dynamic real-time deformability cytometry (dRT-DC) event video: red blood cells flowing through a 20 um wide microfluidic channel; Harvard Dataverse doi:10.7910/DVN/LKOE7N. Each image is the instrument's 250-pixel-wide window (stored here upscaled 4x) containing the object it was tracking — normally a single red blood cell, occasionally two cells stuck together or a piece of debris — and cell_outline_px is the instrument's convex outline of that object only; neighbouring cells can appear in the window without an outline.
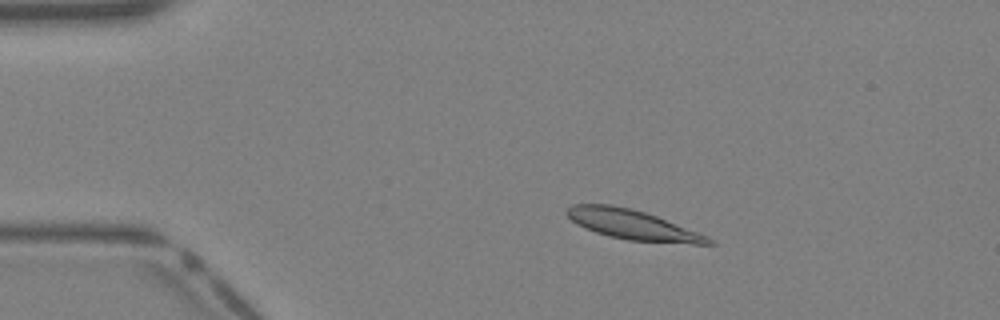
{"species": "Egyptian fruit bat (a non-hibernating species)", "species_latin": "Rousettus aegyptiacus", "temperature_condition": "warm", "stored_images_in_passage": 39, "camera_frame_rate_fps": 3000, "um_per_image_px": 0.085, "animal": {"sex": "female"}, "frame": {"image": 1, "passage_image": 7, "time_ms": 2.0, "image_size_px": [1000, 320], "cell_outline_px": [[716, 244], [692, 244], [628, 240], [608, 236], [596, 232], [576, 224], [564, 212], [572, 204], [612, 204], [632, 208], [656, 216], [708, 236], [716, 240]], "centroid_in_image_um": [53.78, 19.1], "position_along_channel_um": 31.2, "area_um2": 24.57}}
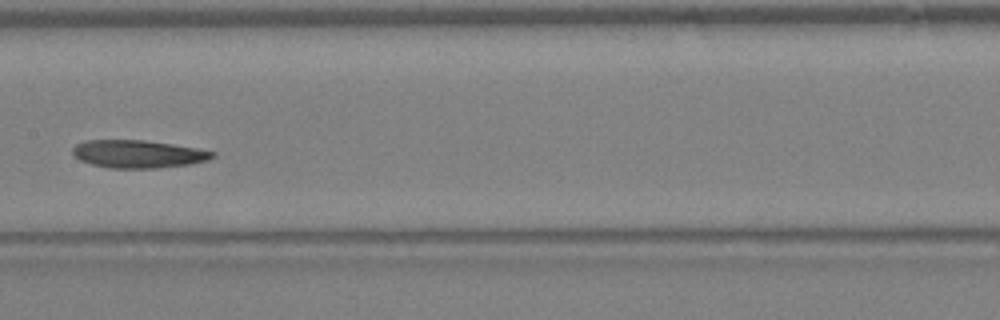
{"frame": {"image": 2, "passage_image": 20, "time_ms": 6.333, "image_size_px": [1000, 320], "cell_outline_px": [[216, 156], [208, 160], [188, 164], [156, 168], [108, 168], [92, 164], [80, 160], [72, 156], [72, 148], [76, 144], [84, 140], [144, 140], [172, 144], [196, 148], [216, 152]], "centroid_in_image_um": [11.7, 13.08], "position_along_channel_um": 195.7, "area_um2": 22.72}}
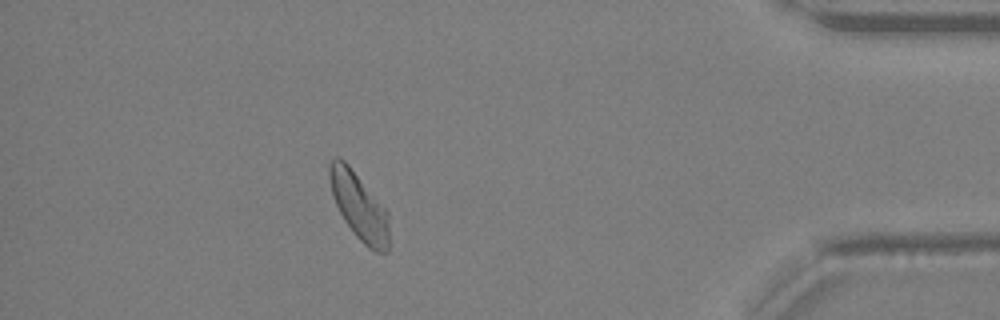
{"frame": {"image": 3, "passage_image": 35, "time_ms": 11.333, "image_size_px": [1000, 320], "cell_outline_px": [[388, 252], [376, 252], [368, 248], [356, 236], [344, 220], [336, 204], [332, 192], [328, 176], [328, 164], [336, 156], [344, 160], [348, 164], [388, 212]], "centroid_in_image_um": [30.51, 17.53], "position_along_channel_um": 404.7, "area_um2": 22.95}}